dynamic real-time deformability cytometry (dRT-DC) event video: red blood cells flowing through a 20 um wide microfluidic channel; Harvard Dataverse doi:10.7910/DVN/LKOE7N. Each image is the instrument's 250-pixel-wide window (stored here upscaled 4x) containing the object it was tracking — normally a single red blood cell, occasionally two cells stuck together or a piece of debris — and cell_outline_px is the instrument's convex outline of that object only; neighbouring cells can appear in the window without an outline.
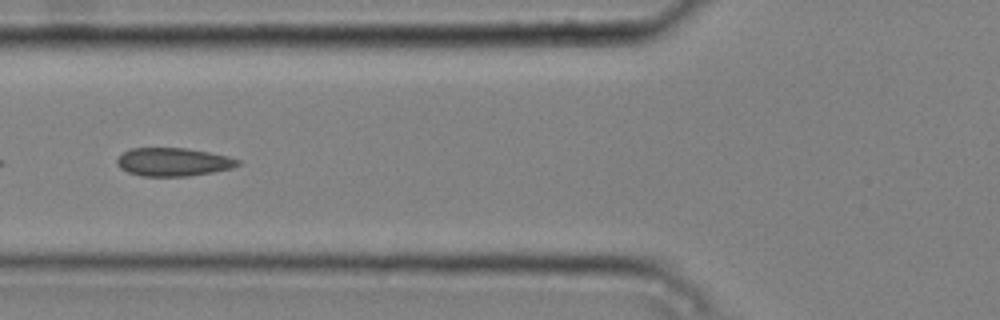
{"species": "common noctule bat (a hibernating species)", "species_latin": "Nyctalus noctula", "temperature_condition": "cold", "stored_images_in_passage": 7, "camera_frame_rate_fps": 3000, "um_per_image_px": 0.085, "animal": {"sex": "male", "body_mass_g": 20.4}, "frame": {"image": 1, "passage_image": 5, "time_ms": 1.333, "image_size_px": [1000, 320], "cell_outline_px": [[240, 164], [232, 168], [212, 172], [188, 176], [140, 176], [128, 172], [120, 168], [116, 164], [116, 160], [124, 152], [132, 148], [188, 148], [228, 156], [240, 160]], "centroid_in_image_um": [14.72, 13.77], "position_along_channel_um": 111.1, "area_um2": 19.88}}
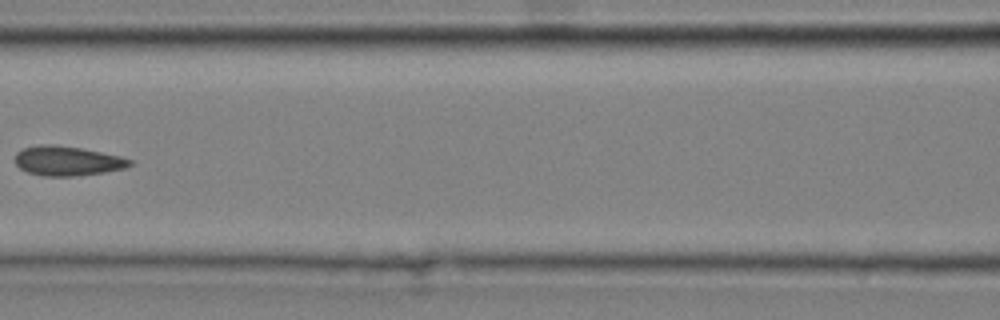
{"frame": {"image": 2, "passage_image": 6, "time_ms": 1.667, "image_size_px": [1000, 320], "cell_outline_px": [[136, 164], [124, 168], [104, 172], [76, 176], [44, 176], [28, 172], [20, 168], [16, 164], [16, 152], [24, 148], [40, 144], [52, 144], [80, 148], [120, 156], [132, 160]], "centroid_in_image_um": [5.75, 13.68], "position_along_channel_um": 160.9, "area_um2": 19.71}}
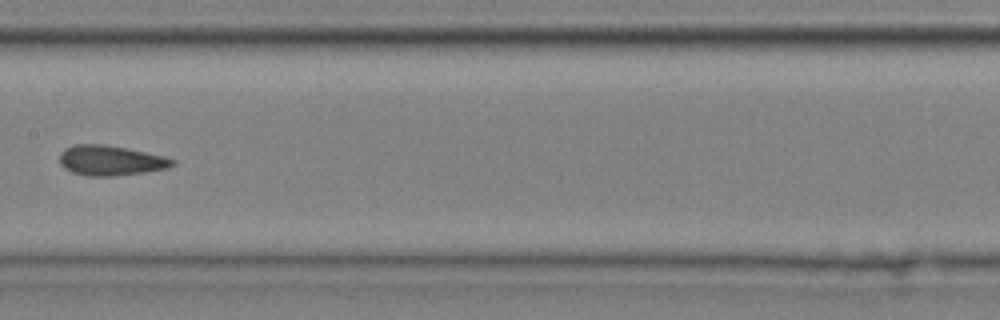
{"frame": {"image": 3, "passage_image": 7, "time_ms": 2.0, "image_size_px": [1000, 320], "cell_outline_px": [[176, 164], [168, 168], [144, 172], [112, 176], [88, 176], [72, 172], [64, 168], [60, 164], [60, 152], [64, 148], [76, 144], [104, 144], [128, 148], [164, 156], [176, 160]], "centroid_in_image_um": [9.4, 13.63], "position_along_channel_um": 198.0, "area_um2": 19.88}}